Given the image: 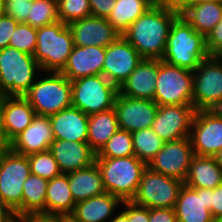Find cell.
I'll list each match as a JSON object with an SVG mask.
<instances>
[{"label":"cell","instance_id":"cell-1","mask_svg":"<svg viewBox=\"0 0 222 222\" xmlns=\"http://www.w3.org/2000/svg\"><path fill=\"white\" fill-rule=\"evenodd\" d=\"M179 15L157 1L121 35L142 59L162 60L172 23Z\"/></svg>","mask_w":222,"mask_h":222},{"label":"cell","instance_id":"cell-2","mask_svg":"<svg viewBox=\"0 0 222 222\" xmlns=\"http://www.w3.org/2000/svg\"><path fill=\"white\" fill-rule=\"evenodd\" d=\"M208 57L206 38L179 15L171 25L162 60L194 71Z\"/></svg>","mask_w":222,"mask_h":222},{"label":"cell","instance_id":"cell-3","mask_svg":"<svg viewBox=\"0 0 222 222\" xmlns=\"http://www.w3.org/2000/svg\"><path fill=\"white\" fill-rule=\"evenodd\" d=\"M71 81L61 72L42 71L23 95L36 115L51 116L72 106Z\"/></svg>","mask_w":222,"mask_h":222},{"label":"cell","instance_id":"cell-4","mask_svg":"<svg viewBox=\"0 0 222 222\" xmlns=\"http://www.w3.org/2000/svg\"><path fill=\"white\" fill-rule=\"evenodd\" d=\"M41 72L33 55L5 47L0 50V96H23Z\"/></svg>","mask_w":222,"mask_h":222},{"label":"cell","instance_id":"cell-5","mask_svg":"<svg viewBox=\"0 0 222 222\" xmlns=\"http://www.w3.org/2000/svg\"><path fill=\"white\" fill-rule=\"evenodd\" d=\"M106 192L122 201H132L147 164L135 155L118 158H95Z\"/></svg>","mask_w":222,"mask_h":222},{"label":"cell","instance_id":"cell-6","mask_svg":"<svg viewBox=\"0 0 222 222\" xmlns=\"http://www.w3.org/2000/svg\"><path fill=\"white\" fill-rule=\"evenodd\" d=\"M74 47L69 26L62 21L37 28L34 58L42 71L60 72Z\"/></svg>","mask_w":222,"mask_h":222},{"label":"cell","instance_id":"cell-7","mask_svg":"<svg viewBox=\"0 0 222 222\" xmlns=\"http://www.w3.org/2000/svg\"><path fill=\"white\" fill-rule=\"evenodd\" d=\"M31 174L28 156L11 148L0 151V200L22 217L23 184Z\"/></svg>","mask_w":222,"mask_h":222},{"label":"cell","instance_id":"cell-8","mask_svg":"<svg viewBox=\"0 0 222 222\" xmlns=\"http://www.w3.org/2000/svg\"><path fill=\"white\" fill-rule=\"evenodd\" d=\"M72 106L91 115L114 108L118 87L103 75H91L71 81Z\"/></svg>","mask_w":222,"mask_h":222},{"label":"cell","instance_id":"cell-9","mask_svg":"<svg viewBox=\"0 0 222 222\" xmlns=\"http://www.w3.org/2000/svg\"><path fill=\"white\" fill-rule=\"evenodd\" d=\"M193 71L158 60L154 101L159 105H193Z\"/></svg>","mask_w":222,"mask_h":222},{"label":"cell","instance_id":"cell-10","mask_svg":"<svg viewBox=\"0 0 222 222\" xmlns=\"http://www.w3.org/2000/svg\"><path fill=\"white\" fill-rule=\"evenodd\" d=\"M183 184L179 179L165 176L147 167L132 202L148 209L174 208Z\"/></svg>","mask_w":222,"mask_h":222},{"label":"cell","instance_id":"cell-11","mask_svg":"<svg viewBox=\"0 0 222 222\" xmlns=\"http://www.w3.org/2000/svg\"><path fill=\"white\" fill-rule=\"evenodd\" d=\"M193 107L214 110L222 103V60L208 57L193 71Z\"/></svg>","mask_w":222,"mask_h":222},{"label":"cell","instance_id":"cell-12","mask_svg":"<svg viewBox=\"0 0 222 222\" xmlns=\"http://www.w3.org/2000/svg\"><path fill=\"white\" fill-rule=\"evenodd\" d=\"M189 139L195 155H215L222 149V118L215 110H197Z\"/></svg>","mask_w":222,"mask_h":222},{"label":"cell","instance_id":"cell-13","mask_svg":"<svg viewBox=\"0 0 222 222\" xmlns=\"http://www.w3.org/2000/svg\"><path fill=\"white\" fill-rule=\"evenodd\" d=\"M194 155L189 137L165 142L147 167L152 171L184 182Z\"/></svg>","mask_w":222,"mask_h":222},{"label":"cell","instance_id":"cell-14","mask_svg":"<svg viewBox=\"0 0 222 222\" xmlns=\"http://www.w3.org/2000/svg\"><path fill=\"white\" fill-rule=\"evenodd\" d=\"M195 112L193 105L158 106L151 128L165 142L189 137Z\"/></svg>","mask_w":222,"mask_h":222},{"label":"cell","instance_id":"cell-15","mask_svg":"<svg viewBox=\"0 0 222 222\" xmlns=\"http://www.w3.org/2000/svg\"><path fill=\"white\" fill-rule=\"evenodd\" d=\"M141 60L137 50L121 35L106 47L102 75L119 88Z\"/></svg>","mask_w":222,"mask_h":222},{"label":"cell","instance_id":"cell-16","mask_svg":"<svg viewBox=\"0 0 222 222\" xmlns=\"http://www.w3.org/2000/svg\"><path fill=\"white\" fill-rule=\"evenodd\" d=\"M158 106L154 100L126 97L118 92L114 109L119 129L134 133L150 128L156 117Z\"/></svg>","mask_w":222,"mask_h":222},{"label":"cell","instance_id":"cell-17","mask_svg":"<svg viewBox=\"0 0 222 222\" xmlns=\"http://www.w3.org/2000/svg\"><path fill=\"white\" fill-rule=\"evenodd\" d=\"M68 26L71 29L75 46L107 47L121 36V33L103 17L91 15L70 22Z\"/></svg>","mask_w":222,"mask_h":222},{"label":"cell","instance_id":"cell-18","mask_svg":"<svg viewBox=\"0 0 222 222\" xmlns=\"http://www.w3.org/2000/svg\"><path fill=\"white\" fill-rule=\"evenodd\" d=\"M174 211L178 222H216L211 214L210 189L181 187Z\"/></svg>","mask_w":222,"mask_h":222},{"label":"cell","instance_id":"cell-19","mask_svg":"<svg viewBox=\"0 0 222 222\" xmlns=\"http://www.w3.org/2000/svg\"><path fill=\"white\" fill-rule=\"evenodd\" d=\"M105 55L106 47L74 45L66 65L60 72L70 81L91 75H102Z\"/></svg>","mask_w":222,"mask_h":222},{"label":"cell","instance_id":"cell-20","mask_svg":"<svg viewBox=\"0 0 222 222\" xmlns=\"http://www.w3.org/2000/svg\"><path fill=\"white\" fill-rule=\"evenodd\" d=\"M53 141L54 135L49 116L36 115L32 123L10 143V148L27 156L48 151Z\"/></svg>","mask_w":222,"mask_h":222},{"label":"cell","instance_id":"cell-21","mask_svg":"<svg viewBox=\"0 0 222 222\" xmlns=\"http://www.w3.org/2000/svg\"><path fill=\"white\" fill-rule=\"evenodd\" d=\"M49 151L57 161L60 172L64 174L90 166L96 157L88 142L54 140Z\"/></svg>","mask_w":222,"mask_h":222},{"label":"cell","instance_id":"cell-22","mask_svg":"<svg viewBox=\"0 0 222 222\" xmlns=\"http://www.w3.org/2000/svg\"><path fill=\"white\" fill-rule=\"evenodd\" d=\"M3 127L10 144L36 116L35 110L23 96H1Z\"/></svg>","mask_w":222,"mask_h":222},{"label":"cell","instance_id":"cell-23","mask_svg":"<svg viewBox=\"0 0 222 222\" xmlns=\"http://www.w3.org/2000/svg\"><path fill=\"white\" fill-rule=\"evenodd\" d=\"M158 60L142 59L118 88L126 97L154 100Z\"/></svg>","mask_w":222,"mask_h":222},{"label":"cell","instance_id":"cell-24","mask_svg":"<svg viewBox=\"0 0 222 222\" xmlns=\"http://www.w3.org/2000/svg\"><path fill=\"white\" fill-rule=\"evenodd\" d=\"M54 140L87 142L89 115L73 106L49 116Z\"/></svg>","mask_w":222,"mask_h":222},{"label":"cell","instance_id":"cell-25","mask_svg":"<svg viewBox=\"0 0 222 222\" xmlns=\"http://www.w3.org/2000/svg\"><path fill=\"white\" fill-rule=\"evenodd\" d=\"M122 203L119 197L105 192L76 203L71 214L80 222H109Z\"/></svg>","mask_w":222,"mask_h":222},{"label":"cell","instance_id":"cell-26","mask_svg":"<svg viewBox=\"0 0 222 222\" xmlns=\"http://www.w3.org/2000/svg\"><path fill=\"white\" fill-rule=\"evenodd\" d=\"M67 174L69 188L75 203L106 192L100 169L95 162L88 167Z\"/></svg>","mask_w":222,"mask_h":222},{"label":"cell","instance_id":"cell-27","mask_svg":"<svg viewBox=\"0 0 222 222\" xmlns=\"http://www.w3.org/2000/svg\"><path fill=\"white\" fill-rule=\"evenodd\" d=\"M184 184L191 188L214 189L222 184V169L213 156L194 155Z\"/></svg>","mask_w":222,"mask_h":222},{"label":"cell","instance_id":"cell-28","mask_svg":"<svg viewBox=\"0 0 222 222\" xmlns=\"http://www.w3.org/2000/svg\"><path fill=\"white\" fill-rule=\"evenodd\" d=\"M181 16L206 38L222 20V0H203L188 8Z\"/></svg>","mask_w":222,"mask_h":222},{"label":"cell","instance_id":"cell-29","mask_svg":"<svg viewBox=\"0 0 222 222\" xmlns=\"http://www.w3.org/2000/svg\"><path fill=\"white\" fill-rule=\"evenodd\" d=\"M75 204L69 188L68 174L61 173L49 180L45 196V216L71 214Z\"/></svg>","mask_w":222,"mask_h":222},{"label":"cell","instance_id":"cell-30","mask_svg":"<svg viewBox=\"0 0 222 222\" xmlns=\"http://www.w3.org/2000/svg\"><path fill=\"white\" fill-rule=\"evenodd\" d=\"M118 130L114 108L89 115L87 142L90 148L97 153Z\"/></svg>","mask_w":222,"mask_h":222},{"label":"cell","instance_id":"cell-31","mask_svg":"<svg viewBox=\"0 0 222 222\" xmlns=\"http://www.w3.org/2000/svg\"><path fill=\"white\" fill-rule=\"evenodd\" d=\"M158 0H116L106 18L121 34Z\"/></svg>","mask_w":222,"mask_h":222},{"label":"cell","instance_id":"cell-32","mask_svg":"<svg viewBox=\"0 0 222 222\" xmlns=\"http://www.w3.org/2000/svg\"><path fill=\"white\" fill-rule=\"evenodd\" d=\"M49 180L30 174L23 184L22 217L45 216V196Z\"/></svg>","mask_w":222,"mask_h":222},{"label":"cell","instance_id":"cell-33","mask_svg":"<svg viewBox=\"0 0 222 222\" xmlns=\"http://www.w3.org/2000/svg\"><path fill=\"white\" fill-rule=\"evenodd\" d=\"M132 137L134 155L147 165L165 143L151 127L132 133Z\"/></svg>","mask_w":222,"mask_h":222},{"label":"cell","instance_id":"cell-34","mask_svg":"<svg viewBox=\"0 0 222 222\" xmlns=\"http://www.w3.org/2000/svg\"><path fill=\"white\" fill-rule=\"evenodd\" d=\"M132 155H134L132 133L119 129L96 153L95 158H118Z\"/></svg>","mask_w":222,"mask_h":222},{"label":"cell","instance_id":"cell-35","mask_svg":"<svg viewBox=\"0 0 222 222\" xmlns=\"http://www.w3.org/2000/svg\"><path fill=\"white\" fill-rule=\"evenodd\" d=\"M57 21H59L58 0H32L25 23L34 28H40Z\"/></svg>","mask_w":222,"mask_h":222},{"label":"cell","instance_id":"cell-36","mask_svg":"<svg viewBox=\"0 0 222 222\" xmlns=\"http://www.w3.org/2000/svg\"><path fill=\"white\" fill-rule=\"evenodd\" d=\"M27 156L31 174L40 176L47 180H51L61 174L57 161L54 159L53 154L49 150L29 154Z\"/></svg>","mask_w":222,"mask_h":222},{"label":"cell","instance_id":"cell-37","mask_svg":"<svg viewBox=\"0 0 222 222\" xmlns=\"http://www.w3.org/2000/svg\"><path fill=\"white\" fill-rule=\"evenodd\" d=\"M37 44V28L27 23H19L10 37L9 45L19 51L34 55Z\"/></svg>","mask_w":222,"mask_h":222},{"label":"cell","instance_id":"cell-38","mask_svg":"<svg viewBox=\"0 0 222 222\" xmlns=\"http://www.w3.org/2000/svg\"><path fill=\"white\" fill-rule=\"evenodd\" d=\"M91 15L89 0H58L59 20L67 25Z\"/></svg>","mask_w":222,"mask_h":222},{"label":"cell","instance_id":"cell-39","mask_svg":"<svg viewBox=\"0 0 222 222\" xmlns=\"http://www.w3.org/2000/svg\"><path fill=\"white\" fill-rule=\"evenodd\" d=\"M5 14L14 18L19 23L27 21V15L29 14L30 7L32 6V0L24 1H5Z\"/></svg>","mask_w":222,"mask_h":222},{"label":"cell","instance_id":"cell-40","mask_svg":"<svg viewBox=\"0 0 222 222\" xmlns=\"http://www.w3.org/2000/svg\"><path fill=\"white\" fill-rule=\"evenodd\" d=\"M206 48L210 57L222 55V20L206 37Z\"/></svg>","mask_w":222,"mask_h":222},{"label":"cell","instance_id":"cell-41","mask_svg":"<svg viewBox=\"0 0 222 222\" xmlns=\"http://www.w3.org/2000/svg\"><path fill=\"white\" fill-rule=\"evenodd\" d=\"M18 24L17 20L6 14L0 17V50L9 45L10 37Z\"/></svg>","mask_w":222,"mask_h":222},{"label":"cell","instance_id":"cell-42","mask_svg":"<svg viewBox=\"0 0 222 222\" xmlns=\"http://www.w3.org/2000/svg\"><path fill=\"white\" fill-rule=\"evenodd\" d=\"M211 214L216 222L222 220V184L210 189Z\"/></svg>","mask_w":222,"mask_h":222},{"label":"cell","instance_id":"cell-43","mask_svg":"<svg viewBox=\"0 0 222 222\" xmlns=\"http://www.w3.org/2000/svg\"><path fill=\"white\" fill-rule=\"evenodd\" d=\"M149 222H178V219L174 208H151Z\"/></svg>","mask_w":222,"mask_h":222},{"label":"cell","instance_id":"cell-44","mask_svg":"<svg viewBox=\"0 0 222 222\" xmlns=\"http://www.w3.org/2000/svg\"><path fill=\"white\" fill-rule=\"evenodd\" d=\"M116 0H89L92 16L107 18Z\"/></svg>","mask_w":222,"mask_h":222},{"label":"cell","instance_id":"cell-45","mask_svg":"<svg viewBox=\"0 0 222 222\" xmlns=\"http://www.w3.org/2000/svg\"><path fill=\"white\" fill-rule=\"evenodd\" d=\"M128 218L130 222H149V209L128 201Z\"/></svg>","mask_w":222,"mask_h":222},{"label":"cell","instance_id":"cell-46","mask_svg":"<svg viewBox=\"0 0 222 222\" xmlns=\"http://www.w3.org/2000/svg\"><path fill=\"white\" fill-rule=\"evenodd\" d=\"M160 3L169 7L172 11L181 15L184 11L203 0H158Z\"/></svg>","mask_w":222,"mask_h":222},{"label":"cell","instance_id":"cell-47","mask_svg":"<svg viewBox=\"0 0 222 222\" xmlns=\"http://www.w3.org/2000/svg\"><path fill=\"white\" fill-rule=\"evenodd\" d=\"M15 211L0 200V222H18Z\"/></svg>","mask_w":222,"mask_h":222},{"label":"cell","instance_id":"cell-48","mask_svg":"<svg viewBox=\"0 0 222 222\" xmlns=\"http://www.w3.org/2000/svg\"><path fill=\"white\" fill-rule=\"evenodd\" d=\"M18 222H58V215L56 216L28 215L19 218Z\"/></svg>","mask_w":222,"mask_h":222},{"label":"cell","instance_id":"cell-49","mask_svg":"<svg viewBox=\"0 0 222 222\" xmlns=\"http://www.w3.org/2000/svg\"><path fill=\"white\" fill-rule=\"evenodd\" d=\"M120 209L109 222H130L128 218V201H123Z\"/></svg>","mask_w":222,"mask_h":222},{"label":"cell","instance_id":"cell-50","mask_svg":"<svg viewBox=\"0 0 222 222\" xmlns=\"http://www.w3.org/2000/svg\"><path fill=\"white\" fill-rule=\"evenodd\" d=\"M10 148V144L8 143L4 127H3V115L1 110V96H0V151Z\"/></svg>","mask_w":222,"mask_h":222},{"label":"cell","instance_id":"cell-51","mask_svg":"<svg viewBox=\"0 0 222 222\" xmlns=\"http://www.w3.org/2000/svg\"><path fill=\"white\" fill-rule=\"evenodd\" d=\"M58 222H80L72 214H60L58 215Z\"/></svg>","mask_w":222,"mask_h":222},{"label":"cell","instance_id":"cell-52","mask_svg":"<svg viewBox=\"0 0 222 222\" xmlns=\"http://www.w3.org/2000/svg\"><path fill=\"white\" fill-rule=\"evenodd\" d=\"M218 166L222 169V149L219 150L215 155H213Z\"/></svg>","mask_w":222,"mask_h":222},{"label":"cell","instance_id":"cell-53","mask_svg":"<svg viewBox=\"0 0 222 222\" xmlns=\"http://www.w3.org/2000/svg\"><path fill=\"white\" fill-rule=\"evenodd\" d=\"M5 0H0V17L5 15Z\"/></svg>","mask_w":222,"mask_h":222},{"label":"cell","instance_id":"cell-54","mask_svg":"<svg viewBox=\"0 0 222 222\" xmlns=\"http://www.w3.org/2000/svg\"><path fill=\"white\" fill-rule=\"evenodd\" d=\"M219 116L222 118V103H220L215 109H214Z\"/></svg>","mask_w":222,"mask_h":222},{"label":"cell","instance_id":"cell-55","mask_svg":"<svg viewBox=\"0 0 222 222\" xmlns=\"http://www.w3.org/2000/svg\"><path fill=\"white\" fill-rule=\"evenodd\" d=\"M5 1H24V0H5Z\"/></svg>","mask_w":222,"mask_h":222}]
</instances>
